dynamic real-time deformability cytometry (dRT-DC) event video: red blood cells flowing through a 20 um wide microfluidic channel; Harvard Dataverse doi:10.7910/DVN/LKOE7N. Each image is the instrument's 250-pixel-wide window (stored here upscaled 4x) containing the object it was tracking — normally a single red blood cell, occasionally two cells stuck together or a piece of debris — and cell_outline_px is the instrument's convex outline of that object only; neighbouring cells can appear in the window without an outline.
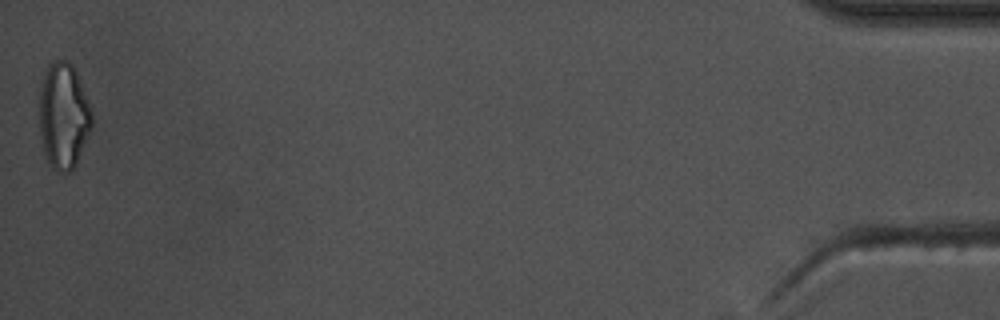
{"species": "common noctule bat (a hibernating species)", "species_latin": "Nyctalus noctula", "temperature_condition": "warm", "stored_images_in_passage": 54, "camera_frame_rate_fps": 3000, "um_per_image_px": 0.085, "animal": {"sex": "male", "body_mass_g": 17.5, "forearm_length_mm": 52.3}, "frame": {"image": 1, "passage_image": 54, "time_ms": 17.667, "image_size_px": [1000, 320], "cell_outline_px": [[92, 128], [76, 164], [68, 172], [56, 172], [48, 164], [44, 156], [40, 136], [40, 84], [44, 72], [48, 64], [52, 60], [68, 60], [72, 64], [76, 72], [92, 108]], "centroid_in_image_um": [5.39, 9.84], "position_along_channel_um": 429.8, "area_um2": 32.95}, "authors_computed_cell_mechanics": {"area_um2": 23.5246, "velocity_mm_per_s": 3.7353, "shape_relaxation_time_tau1_ms": 10.1543, "shape_relaxation_time_tau2_ms": 4.1998, "deformation_change_tau1": 0.2378, "deformation_change_tau2": 0.1303}}